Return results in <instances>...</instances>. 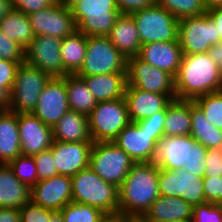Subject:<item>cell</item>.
Instances as JSON below:
<instances>
[{"label":"cell","mask_w":222,"mask_h":222,"mask_svg":"<svg viewBox=\"0 0 222 222\" xmlns=\"http://www.w3.org/2000/svg\"><path fill=\"white\" fill-rule=\"evenodd\" d=\"M158 187L160 195L181 197L192 207L206 203L203 177L184 169L170 171L159 168Z\"/></svg>","instance_id":"obj_13"},{"label":"cell","mask_w":222,"mask_h":222,"mask_svg":"<svg viewBox=\"0 0 222 222\" xmlns=\"http://www.w3.org/2000/svg\"><path fill=\"white\" fill-rule=\"evenodd\" d=\"M97 102L124 97L127 85L126 73L82 76Z\"/></svg>","instance_id":"obj_28"},{"label":"cell","mask_w":222,"mask_h":222,"mask_svg":"<svg viewBox=\"0 0 222 222\" xmlns=\"http://www.w3.org/2000/svg\"><path fill=\"white\" fill-rule=\"evenodd\" d=\"M159 138L157 133H151L145 127L131 122L119 132L113 142L135 162H154Z\"/></svg>","instance_id":"obj_17"},{"label":"cell","mask_w":222,"mask_h":222,"mask_svg":"<svg viewBox=\"0 0 222 222\" xmlns=\"http://www.w3.org/2000/svg\"><path fill=\"white\" fill-rule=\"evenodd\" d=\"M147 222H168V221H147ZM186 222H191V221H186Z\"/></svg>","instance_id":"obj_59"},{"label":"cell","mask_w":222,"mask_h":222,"mask_svg":"<svg viewBox=\"0 0 222 222\" xmlns=\"http://www.w3.org/2000/svg\"><path fill=\"white\" fill-rule=\"evenodd\" d=\"M12 10V0H0V21Z\"/></svg>","instance_id":"obj_52"},{"label":"cell","mask_w":222,"mask_h":222,"mask_svg":"<svg viewBox=\"0 0 222 222\" xmlns=\"http://www.w3.org/2000/svg\"><path fill=\"white\" fill-rule=\"evenodd\" d=\"M0 58L14 62L25 61V49L18 43L10 40L0 30Z\"/></svg>","instance_id":"obj_41"},{"label":"cell","mask_w":222,"mask_h":222,"mask_svg":"<svg viewBox=\"0 0 222 222\" xmlns=\"http://www.w3.org/2000/svg\"><path fill=\"white\" fill-rule=\"evenodd\" d=\"M6 107V99L0 94V111Z\"/></svg>","instance_id":"obj_57"},{"label":"cell","mask_w":222,"mask_h":222,"mask_svg":"<svg viewBox=\"0 0 222 222\" xmlns=\"http://www.w3.org/2000/svg\"><path fill=\"white\" fill-rule=\"evenodd\" d=\"M35 36L63 39L77 30L72 10L57 1L51 7L28 15Z\"/></svg>","instance_id":"obj_14"},{"label":"cell","mask_w":222,"mask_h":222,"mask_svg":"<svg viewBox=\"0 0 222 222\" xmlns=\"http://www.w3.org/2000/svg\"><path fill=\"white\" fill-rule=\"evenodd\" d=\"M179 41L151 42L141 45L138 57L146 63L170 73L178 74L182 60Z\"/></svg>","instance_id":"obj_22"},{"label":"cell","mask_w":222,"mask_h":222,"mask_svg":"<svg viewBox=\"0 0 222 222\" xmlns=\"http://www.w3.org/2000/svg\"><path fill=\"white\" fill-rule=\"evenodd\" d=\"M36 162L38 181L58 175L52 149H47L33 156Z\"/></svg>","instance_id":"obj_40"},{"label":"cell","mask_w":222,"mask_h":222,"mask_svg":"<svg viewBox=\"0 0 222 222\" xmlns=\"http://www.w3.org/2000/svg\"><path fill=\"white\" fill-rule=\"evenodd\" d=\"M60 3L68 7L69 9H72L77 3H79L81 0H58Z\"/></svg>","instance_id":"obj_55"},{"label":"cell","mask_w":222,"mask_h":222,"mask_svg":"<svg viewBox=\"0 0 222 222\" xmlns=\"http://www.w3.org/2000/svg\"><path fill=\"white\" fill-rule=\"evenodd\" d=\"M191 136L207 149L222 148V130L209 122L193 100H191Z\"/></svg>","instance_id":"obj_31"},{"label":"cell","mask_w":222,"mask_h":222,"mask_svg":"<svg viewBox=\"0 0 222 222\" xmlns=\"http://www.w3.org/2000/svg\"><path fill=\"white\" fill-rule=\"evenodd\" d=\"M21 222H48L50 214L53 210L43 208L32 200L20 209Z\"/></svg>","instance_id":"obj_42"},{"label":"cell","mask_w":222,"mask_h":222,"mask_svg":"<svg viewBox=\"0 0 222 222\" xmlns=\"http://www.w3.org/2000/svg\"><path fill=\"white\" fill-rule=\"evenodd\" d=\"M73 202L107 212L119 211L118 188L104 181L90 167L71 177Z\"/></svg>","instance_id":"obj_4"},{"label":"cell","mask_w":222,"mask_h":222,"mask_svg":"<svg viewBox=\"0 0 222 222\" xmlns=\"http://www.w3.org/2000/svg\"><path fill=\"white\" fill-rule=\"evenodd\" d=\"M60 211L64 222H99L104 214L96 207L77 202H70Z\"/></svg>","instance_id":"obj_35"},{"label":"cell","mask_w":222,"mask_h":222,"mask_svg":"<svg viewBox=\"0 0 222 222\" xmlns=\"http://www.w3.org/2000/svg\"><path fill=\"white\" fill-rule=\"evenodd\" d=\"M131 217L121 211L104 213L99 222H128Z\"/></svg>","instance_id":"obj_49"},{"label":"cell","mask_w":222,"mask_h":222,"mask_svg":"<svg viewBox=\"0 0 222 222\" xmlns=\"http://www.w3.org/2000/svg\"><path fill=\"white\" fill-rule=\"evenodd\" d=\"M128 222H147L143 217H131Z\"/></svg>","instance_id":"obj_56"},{"label":"cell","mask_w":222,"mask_h":222,"mask_svg":"<svg viewBox=\"0 0 222 222\" xmlns=\"http://www.w3.org/2000/svg\"><path fill=\"white\" fill-rule=\"evenodd\" d=\"M206 10H209L213 7L222 6V0H203Z\"/></svg>","instance_id":"obj_53"},{"label":"cell","mask_w":222,"mask_h":222,"mask_svg":"<svg viewBox=\"0 0 222 222\" xmlns=\"http://www.w3.org/2000/svg\"><path fill=\"white\" fill-rule=\"evenodd\" d=\"M0 30L10 40L15 41L24 49L35 38L28 15L16 9L10 11L0 21Z\"/></svg>","instance_id":"obj_33"},{"label":"cell","mask_w":222,"mask_h":222,"mask_svg":"<svg viewBox=\"0 0 222 222\" xmlns=\"http://www.w3.org/2000/svg\"><path fill=\"white\" fill-rule=\"evenodd\" d=\"M51 76L35 66L23 62L17 69L13 88L6 98V108L17 113H32L39 95Z\"/></svg>","instance_id":"obj_5"},{"label":"cell","mask_w":222,"mask_h":222,"mask_svg":"<svg viewBox=\"0 0 222 222\" xmlns=\"http://www.w3.org/2000/svg\"><path fill=\"white\" fill-rule=\"evenodd\" d=\"M18 130L21 155L34 156L50 149L53 144V128L44 124L33 113L18 114Z\"/></svg>","instance_id":"obj_18"},{"label":"cell","mask_w":222,"mask_h":222,"mask_svg":"<svg viewBox=\"0 0 222 222\" xmlns=\"http://www.w3.org/2000/svg\"><path fill=\"white\" fill-rule=\"evenodd\" d=\"M131 15L134 18L141 45L151 42L178 41L179 20L158 4Z\"/></svg>","instance_id":"obj_10"},{"label":"cell","mask_w":222,"mask_h":222,"mask_svg":"<svg viewBox=\"0 0 222 222\" xmlns=\"http://www.w3.org/2000/svg\"><path fill=\"white\" fill-rule=\"evenodd\" d=\"M93 142H59L54 140L51 146L57 172L73 177L80 170L89 167Z\"/></svg>","instance_id":"obj_20"},{"label":"cell","mask_w":222,"mask_h":222,"mask_svg":"<svg viewBox=\"0 0 222 222\" xmlns=\"http://www.w3.org/2000/svg\"><path fill=\"white\" fill-rule=\"evenodd\" d=\"M88 117L93 143L113 141L131 123L124 97L98 102Z\"/></svg>","instance_id":"obj_9"},{"label":"cell","mask_w":222,"mask_h":222,"mask_svg":"<svg viewBox=\"0 0 222 222\" xmlns=\"http://www.w3.org/2000/svg\"><path fill=\"white\" fill-rule=\"evenodd\" d=\"M208 54L213 59V61L219 65L222 61V42L212 45L208 50Z\"/></svg>","instance_id":"obj_51"},{"label":"cell","mask_w":222,"mask_h":222,"mask_svg":"<svg viewBox=\"0 0 222 222\" xmlns=\"http://www.w3.org/2000/svg\"><path fill=\"white\" fill-rule=\"evenodd\" d=\"M178 41L183 55L206 53L220 42L219 30L206 12L183 18L178 24Z\"/></svg>","instance_id":"obj_11"},{"label":"cell","mask_w":222,"mask_h":222,"mask_svg":"<svg viewBox=\"0 0 222 222\" xmlns=\"http://www.w3.org/2000/svg\"><path fill=\"white\" fill-rule=\"evenodd\" d=\"M203 184L206 202L221 204L222 176H204Z\"/></svg>","instance_id":"obj_43"},{"label":"cell","mask_w":222,"mask_h":222,"mask_svg":"<svg viewBox=\"0 0 222 222\" xmlns=\"http://www.w3.org/2000/svg\"><path fill=\"white\" fill-rule=\"evenodd\" d=\"M21 155L18 114L7 109L0 111V164H9Z\"/></svg>","instance_id":"obj_27"},{"label":"cell","mask_w":222,"mask_h":222,"mask_svg":"<svg viewBox=\"0 0 222 222\" xmlns=\"http://www.w3.org/2000/svg\"><path fill=\"white\" fill-rule=\"evenodd\" d=\"M31 200L43 208L60 211L73 202L71 177L58 174L38 181L31 188Z\"/></svg>","instance_id":"obj_19"},{"label":"cell","mask_w":222,"mask_h":222,"mask_svg":"<svg viewBox=\"0 0 222 222\" xmlns=\"http://www.w3.org/2000/svg\"><path fill=\"white\" fill-rule=\"evenodd\" d=\"M159 167L154 162H135L118 188L119 211L143 217L160 196Z\"/></svg>","instance_id":"obj_1"},{"label":"cell","mask_w":222,"mask_h":222,"mask_svg":"<svg viewBox=\"0 0 222 222\" xmlns=\"http://www.w3.org/2000/svg\"><path fill=\"white\" fill-rule=\"evenodd\" d=\"M134 163L113 141L93 143L89 167L104 181L117 188L123 183Z\"/></svg>","instance_id":"obj_8"},{"label":"cell","mask_w":222,"mask_h":222,"mask_svg":"<svg viewBox=\"0 0 222 222\" xmlns=\"http://www.w3.org/2000/svg\"><path fill=\"white\" fill-rule=\"evenodd\" d=\"M53 139L59 142H93L90 137L89 117L69 110L52 127Z\"/></svg>","instance_id":"obj_25"},{"label":"cell","mask_w":222,"mask_h":222,"mask_svg":"<svg viewBox=\"0 0 222 222\" xmlns=\"http://www.w3.org/2000/svg\"><path fill=\"white\" fill-rule=\"evenodd\" d=\"M71 10L77 30L86 36H107L121 14L116 0H81Z\"/></svg>","instance_id":"obj_6"},{"label":"cell","mask_w":222,"mask_h":222,"mask_svg":"<svg viewBox=\"0 0 222 222\" xmlns=\"http://www.w3.org/2000/svg\"><path fill=\"white\" fill-rule=\"evenodd\" d=\"M65 85L70 110L88 116L98 102L88 89L84 79L77 74H68L65 75Z\"/></svg>","instance_id":"obj_32"},{"label":"cell","mask_w":222,"mask_h":222,"mask_svg":"<svg viewBox=\"0 0 222 222\" xmlns=\"http://www.w3.org/2000/svg\"><path fill=\"white\" fill-rule=\"evenodd\" d=\"M193 207L181 197L160 195L143 218L146 221L186 222L192 220Z\"/></svg>","instance_id":"obj_23"},{"label":"cell","mask_w":222,"mask_h":222,"mask_svg":"<svg viewBox=\"0 0 222 222\" xmlns=\"http://www.w3.org/2000/svg\"><path fill=\"white\" fill-rule=\"evenodd\" d=\"M31 200V188L20 182L7 164H0V208H21Z\"/></svg>","instance_id":"obj_26"},{"label":"cell","mask_w":222,"mask_h":222,"mask_svg":"<svg viewBox=\"0 0 222 222\" xmlns=\"http://www.w3.org/2000/svg\"><path fill=\"white\" fill-rule=\"evenodd\" d=\"M222 91L219 65L208 52L183 55L175 77L177 99L194 100L200 96Z\"/></svg>","instance_id":"obj_2"},{"label":"cell","mask_w":222,"mask_h":222,"mask_svg":"<svg viewBox=\"0 0 222 222\" xmlns=\"http://www.w3.org/2000/svg\"><path fill=\"white\" fill-rule=\"evenodd\" d=\"M204 176H222V148H209L205 157Z\"/></svg>","instance_id":"obj_44"},{"label":"cell","mask_w":222,"mask_h":222,"mask_svg":"<svg viewBox=\"0 0 222 222\" xmlns=\"http://www.w3.org/2000/svg\"><path fill=\"white\" fill-rule=\"evenodd\" d=\"M124 98L130 121L139 122L163 111L176 95L151 93L126 85Z\"/></svg>","instance_id":"obj_21"},{"label":"cell","mask_w":222,"mask_h":222,"mask_svg":"<svg viewBox=\"0 0 222 222\" xmlns=\"http://www.w3.org/2000/svg\"><path fill=\"white\" fill-rule=\"evenodd\" d=\"M165 115H166V108L163 111L157 112L151 115L150 117L135 123L139 127H145L147 131L151 133H157L160 137H163Z\"/></svg>","instance_id":"obj_46"},{"label":"cell","mask_w":222,"mask_h":222,"mask_svg":"<svg viewBox=\"0 0 222 222\" xmlns=\"http://www.w3.org/2000/svg\"><path fill=\"white\" fill-rule=\"evenodd\" d=\"M58 0H12L13 9L22 11L29 15L37 11L47 9L54 5Z\"/></svg>","instance_id":"obj_45"},{"label":"cell","mask_w":222,"mask_h":222,"mask_svg":"<svg viewBox=\"0 0 222 222\" xmlns=\"http://www.w3.org/2000/svg\"><path fill=\"white\" fill-rule=\"evenodd\" d=\"M116 3L121 14H131L132 12L156 5L157 0H116Z\"/></svg>","instance_id":"obj_47"},{"label":"cell","mask_w":222,"mask_h":222,"mask_svg":"<svg viewBox=\"0 0 222 222\" xmlns=\"http://www.w3.org/2000/svg\"><path fill=\"white\" fill-rule=\"evenodd\" d=\"M127 85L134 88L159 93L176 95L175 78L168 72L144 62L138 56L127 59Z\"/></svg>","instance_id":"obj_12"},{"label":"cell","mask_w":222,"mask_h":222,"mask_svg":"<svg viewBox=\"0 0 222 222\" xmlns=\"http://www.w3.org/2000/svg\"><path fill=\"white\" fill-rule=\"evenodd\" d=\"M191 135V100L173 99L166 107L164 136Z\"/></svg>","instance_id":"obj_30"},{"label":"cell","mask_w":222,"mask_h":222,"mask_svg":"<svg viewBox=\"0 0 222 222\" xmlns=\"http://www.w3.org/2000/svg\"><path fill=\"white\" fill-rule=\"evenodd\" d=\"M206 154L207 148L191 135L163 136L157 141L154 163L161 169L170 171L184 169L204 177Z\"/></svg>","instance_id":"obj_3"},{"label":"cell","mask_w":222,"mask_h":222,"mask_svg":"<svg viewBox=\"0 0 222 222\" xmlns=\"http://www.w3.org/2000/svg\"><path fill=\"white\" fill-rule=\"evenodd\" d=\"M23 62H14L0 58V94L6 99L14 85L16 72Z\"/></svg>","instance_id":"obj_38"},{"label":"cell","mask_w":222,"mask_h":222,"mask_svg":"<svg viewBox=\"0 0 222 222\" xmlns=\"http://www.w3.org/2000/svg\"><path fill=\"white\" fill-rule=\"evenodd\" d=\"M16 178L32 188L38 182L36 162L33 156L20 155L9 164Z\"/></svg>","instance_id":"obj_37"},{"label":"cell","mask_w":222,"mask_h":222,"mask_svg":"<svg viewBox=\"0 0 222 222\" xmlns=\"http://www.w3.org/2000/svg\"><path fill=\"white\" fill-rule=\"evenodd\" d=\"M107 36L127 59L139 55L141 40L131 14H120Z\"/></svg>","instance_id":"obj_24"},{"label":"cell","mask_w":222,"mask_h":222,"mask_svg":"<svg viewBox=\"0 0 222 222\" xmlns=\"http://www.w3.org/2000/svg\"><path fill=\"white\" fill-rule=\"evenodd\" d=\"M127 58L111 43L108 36H88L86 55L79 77L126 73Z\"/></svg>","instance_id":"obj_7"},{"label":"cell","mask_w":222,"mask_h":222,"mask_svg":"<svg viewBox=\"0 0 222 222\" xmlns=\"http://www.w3.org/2000/svg\"><path fill=\"white\" fill-rule=\"evenodd\" d=\"M48 222H64L61 211H53Z\"/></svg>","instance_id":"obj_54"},{"label":"cell","mask_w":222,"mask_h":222,"mask_svg":"<svg viewBox=\"0 0 222 222\" xmlns=\"http://www.w3.org/2000/svg\"><path fill=\"white\" fill-rule=\"evenodd\" d=\"M191 222H222V206L209 202L194 206Z\"/></svg>","instance_id":"obj_39"},{"label":"cell","mask_w":222,"mask_h":222,"mask_svg":"<svg viewBox=\"0 0 222 222\" xmlns=\"http://www.w3.org/2000/svg\"><path fill=\"white\" fill-rule=\"evenodd\" d=\"M157 4L178 20L203 15L207 12L203 0H157Z\"/></svg>","instance_id":"obj_34"},{"label":"cell","mask_w":222,"mask_h":222,"mask_svg":"<svg viewBox=\"0 0 222 222\" xmlns=\"http://www.w3.org/2000/svg\"><path fill=\"white\" fill-rule=\"evenodd\" d=\"M0 222H21L19 208H0Z\"/></svg>","instance_id":"obj_48"},{"label":"cell","mask_w":222,"mask_h":222,"mask_svg":"<svg viewBox=\"0 0 222 222\" xmlns=\"http://www.w3.org/2000/svg\"><path fill=\"white\" fill-rule=\"evenodd\" d=\"M207 13L218 28L220 34V42H222V6L213 7L207 10Z\"/></svg>","instance_id":"obj_50"},{"label":"cell","mask_w":222,"mask_h":222,"mask_svg":"<svg viewBox=\"0 0 222 222\" xmlns=\"http://www.w3.org/2000/svg\"><path fill=\"white\" fill-rule=\"evenodd\" d=\"M193 102L202 110L211 124L222 130V91L200 96Z\"/></svg>","instance_id":"obj_36"},{"label":"cell","mask_w":222,"mask_h":222,"mask_svg":"<svg viewBox=\"0 0 222 222\" xmlns=\"http://www.w3.org/2000/svg\"><path fill=\"white\" fill-rule=\"evenodd\" d=\"M70 110L64 77H51L39 95L32 112L44 124L53 127Z\"/></svg>","instance_id":"obj_16"},{"label":"cell","mask_w":222,"mask_h":222,"mask_svg":"<svg viewBox=\"0 0 222 222\" xmlns=\"http://www.w3.org/2000/svg\"><path fill=\"white\" fill-rule=\"evenodd\" d=\"M62 39L52 36H35L25 49V62L51 77H63V60L60 54Z\"/></svg>","instance_id":"obj_15"},{"label":"cell","mask_w":222,"mask_h":222,"mask_svg":"<svg viewBox=\"0 0 222 222\" xmlns=\"http://www.w3.org/2000/svg\"><path fill=\"white\" fill-rule=\"evenodd\" d=\"M88 36L76 30L62 39L60 54L63 60V77L76 74L83 64L87 50Z\"/></svg>","instance_id":"obj_29"},{"label":"cell","mask_w":222,"mask_h":222,"mask_svg":"<svg viewBox=\"0 0 222 222\" xmlns=\"http://www.w3.org/2000/svg\"><path fill=\"white\" fill-rule=\"evenodd\" d=\"M219 73H220V77H221V80H222V61L219 64Z\"/></svg>","instance_id":"obj_58"}]
</instances>
